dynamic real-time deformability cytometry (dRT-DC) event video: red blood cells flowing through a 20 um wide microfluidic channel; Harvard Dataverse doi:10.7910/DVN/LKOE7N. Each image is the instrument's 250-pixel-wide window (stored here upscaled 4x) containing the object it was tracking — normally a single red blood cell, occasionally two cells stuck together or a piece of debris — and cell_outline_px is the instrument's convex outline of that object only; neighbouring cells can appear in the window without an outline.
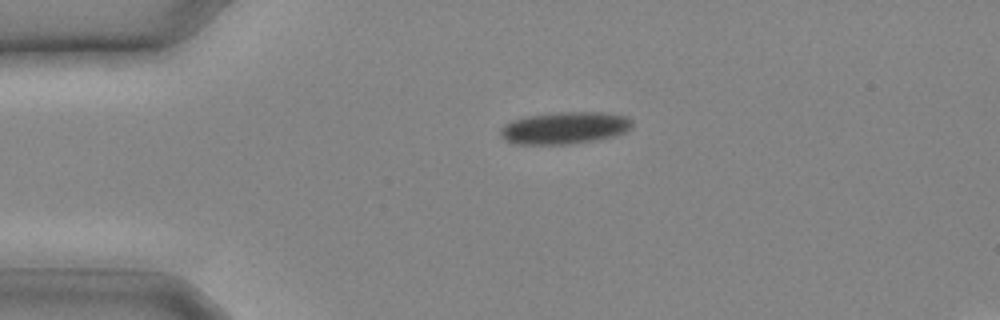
{"species": "common noctule bat (a hibernating species)", "species_latin": "Nyctalus noctula", "temperature_condition": "cold", "stored_images_in_passage": 20, "camera_frame_rate_fps": 3000, "um_per_image_px": 0.085, "animal": {"sex": "male", "body_mass_g": 20.4}, "frame": {"image": 1, "passage_image": 1, "time_ms": 0.0, "image_size_px": [1000, 320], "cell_outline_px": [[632, 124], [624, 132], [616, 136], [596, 140], [568, 144], [520, 144], [504, 140], [500, 132], [504, 124], [512, 120], [528, 116], [560, 112], [600, 112], [628, 116], [632, 120]], "centroid_in_image_um": [48.01, 10.87], "position_along_channel_um": 37.0, "area_um2": 24.51}}
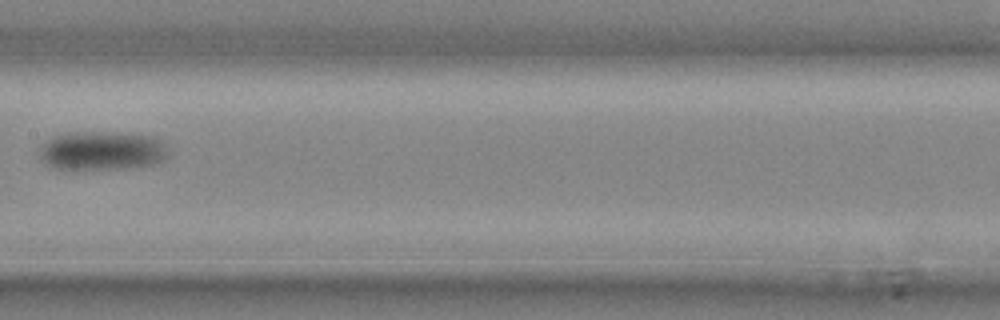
{"frame": {"image": 2, "passage_image": 9, "time_ms": 2.667, "image_size_px": [1000, 320], "cell_outline_px": [[168, 156], [164, 160], [152, 164], [128, 168], [52, 168], [44, 164], [40, 160], [40, 148], [52, 136], [64, 132], [128, 132], [156, 136], [164, 140], [168, 152]], "centroid_in_image_um": [8.71, 12.77], "position_along_channel_um": 198.7, "area_um2": 29.65}}
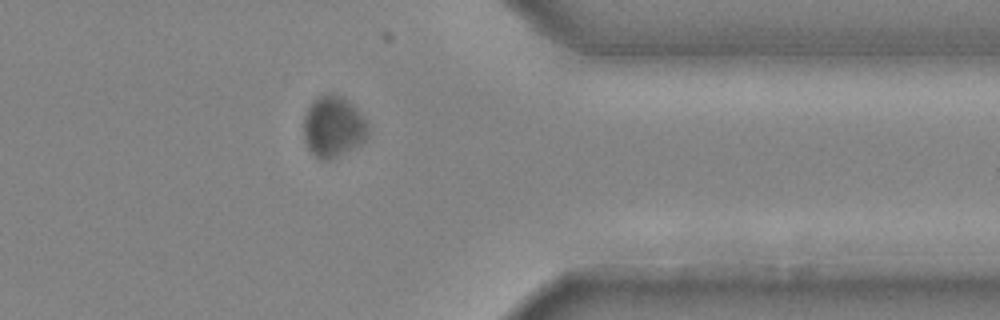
{"frame": {"image": 3, "passage_image": 17, "time_ms": 5.333, "image_size_px": [1000, 320], "cell_outline_px": [[368, 136], [360, 144], [328, 160], [320, 160], [308, 148], [304, 140], [304, 116], [312, 100], [316, 96], [324, 92], [332, 92], [348, 100], [364, 116], [368, 124]], "centroid_in_image_um": [28.32, 10.72], "position_along_channel_um": 383.1, "area_um2": 23.12}}